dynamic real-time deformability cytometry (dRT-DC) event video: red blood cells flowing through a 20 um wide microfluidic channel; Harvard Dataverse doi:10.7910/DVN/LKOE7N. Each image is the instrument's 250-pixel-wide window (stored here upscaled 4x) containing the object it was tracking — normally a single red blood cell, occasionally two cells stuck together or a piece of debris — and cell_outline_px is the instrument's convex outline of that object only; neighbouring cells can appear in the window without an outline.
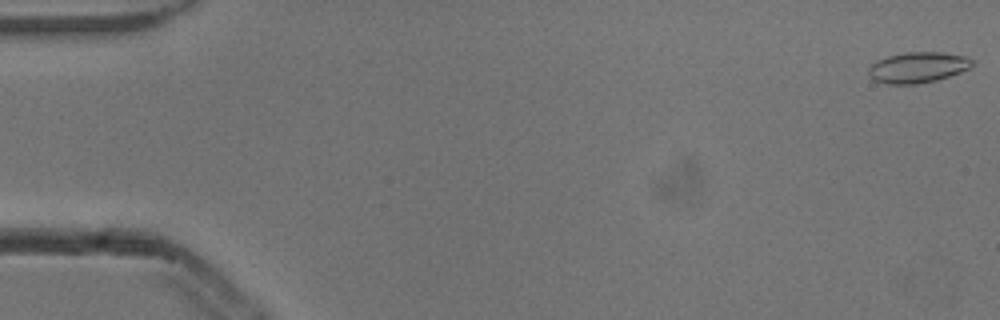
{"species": "common noctule bat (a hibernating species)", "species_latin": "Nyctalus noctula", "temperature_condition": "cold", "stored_images_in_passage": 6, "camera_frame_rate_fps": 3000, "um_per_image_px": 0.085, "animal": {"sex": "male", "body_mass_g": 13.3}, "frame": {"image": 1, "passage_image": 1, "time_ms": 0.0, "image_size_px": [1000, 320], "cell_outline_px": [[972, 64], [968, 68], [960, 72], [936, 80], [916, 84], [888, 84], [872, 80], [868, 72], [868, 68], [876, 60], [888, 56], [904, 52], [944, 52], [964, 56], [972, 60]], "centroid_in_image_um": [77.96, 5.73], "position_along_channel_um": 7.0, "area_um2": 18.5}}
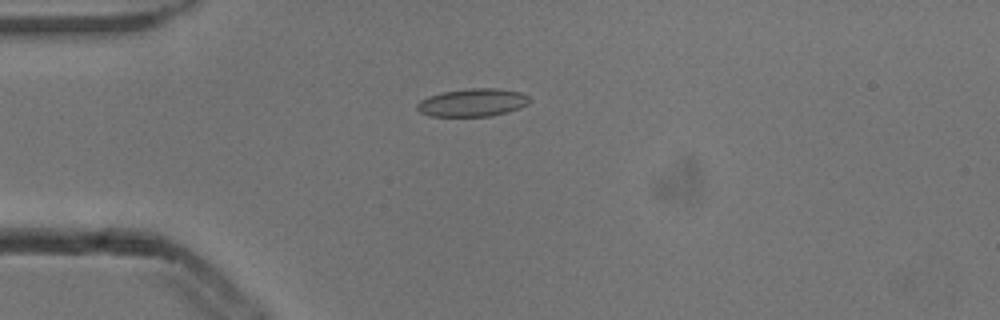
{"frame": {"image": 2, "passage_image": 4, "time_ms": 1.0, "image_size_px": [1000, 320], "cell_outline_px": [[528, 104], [520, 108], [492, 116], [428, 116], [420, 112], [416, 108], [416, 104], [420, 100], [428, 96], [440, 92], [468, 88], [500, 88], [520, 92], [528, 96]], "centroid_in_image_um": [40.13, 8.71], "position_along_channel_um": 44.9, "area_um2": 18.44}}
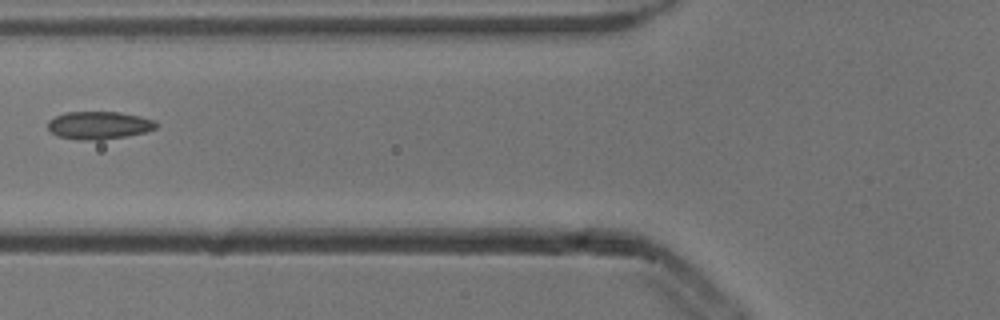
{"frame": {"image": 3, "passage_image": 6, "time_ms": 1.667, "image_size_px": [1000, 320], "cell_outline_px": [[156, 128], [144, 132], [128, 136], [100, 140], [80, 140], [56, 136], [48, 128], [48, 120], [56, 116], [68, 112], [120, 112], [140, 116], [156, 120]], "centroid_in_image_um": [8.41, 10.65], "position_along_channel_um": 117.4, "area_um2": 17.57}}